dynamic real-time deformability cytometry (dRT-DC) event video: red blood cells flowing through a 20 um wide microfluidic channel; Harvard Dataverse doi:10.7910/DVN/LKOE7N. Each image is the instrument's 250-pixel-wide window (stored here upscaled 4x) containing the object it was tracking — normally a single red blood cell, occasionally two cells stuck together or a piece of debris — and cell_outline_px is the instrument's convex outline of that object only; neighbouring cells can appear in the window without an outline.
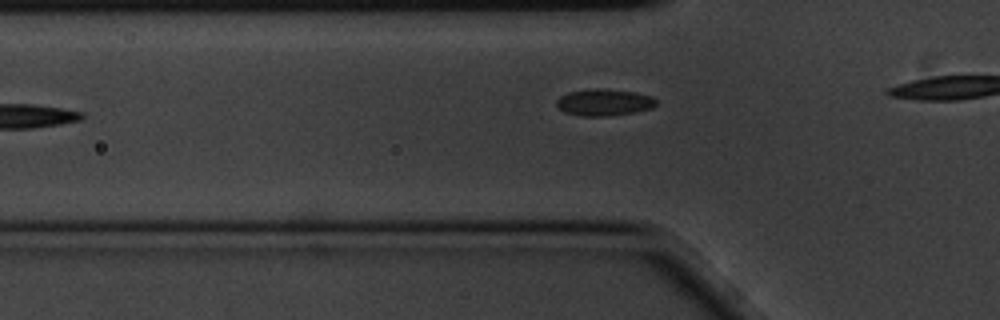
{"species": "common noctule bat (a hibernating species)", "species_latin": "Nyctalus noctula", "temperature_condition": "cold", "stored_images_in_passage": 5, "camera_frame_rate_fps": 3000, "um_per_image_px": 0.085, "animal": {"sex": "male", "body_mass_g": 20.1, "forearm_length_mm": 53.5}, "frame": {"image": 1, "passage_image": 5, "time_ms": 1.333, "image_size_px": [1000, 320], "cell_outline_px": [[656, 104], [652, 108], [636, 112], [608, 116], [584, 116], [564, 112], [556, 104], [556, 100], [560, 96], [568, 92], [596, 88], [600, 88], [636, 92], [652, 96], [656, 100]], "centroid_in_image_um": [51.36, 8.7], "position_along_channel_um": 74.4, "area_um2": 15.55}}